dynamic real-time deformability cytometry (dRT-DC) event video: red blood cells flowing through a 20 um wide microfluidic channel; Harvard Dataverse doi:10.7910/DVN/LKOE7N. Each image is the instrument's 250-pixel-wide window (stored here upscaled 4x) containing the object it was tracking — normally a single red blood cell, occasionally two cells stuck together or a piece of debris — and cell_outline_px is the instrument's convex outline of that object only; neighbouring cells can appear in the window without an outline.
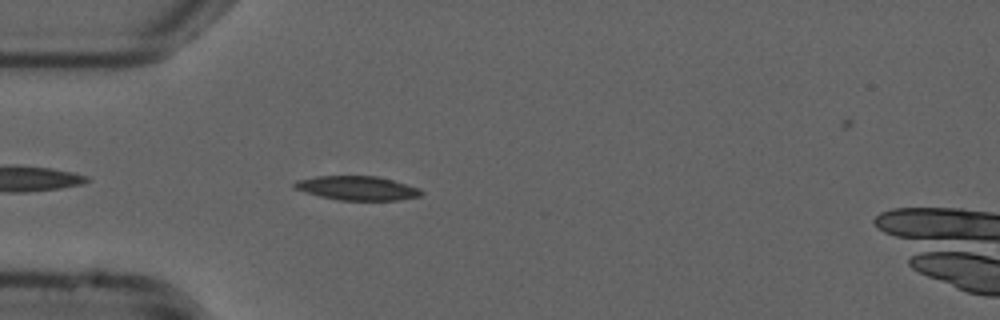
{"species": "common noctule bat (a hibernating species)", "species_latin": "Nyctalus noctula", "temperature_condition": "cold", "stored_images_in_passage": 43, "camera_frame_rate_fps": 3000, "um_per_image_px": 0.085, "animal": {"sex": "male", "forearm_length_mm": 52.5}, "frame": {"image": 1, "passage_image": 4, "time_ms": 1.0, "image_size_px": [1000, 320], "cell_outline_px": [[424, 192], [420, 196], [396, 200], [340, 200], [320, 196], [292, 188], [292, 184], [296, 180], [316, 176], [376, 176], [392, 180], [420, 188]], "centroid_in_image_um": [30.34, 15.98], "position_along_channel_um": 54.7, "area_um2": 17.74}}
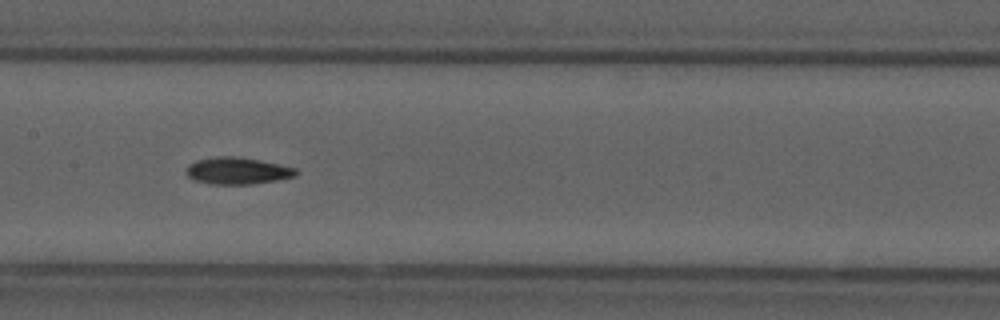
{"frame": {"image": 2, "passage_image": 15, "time_ms": 4.667, "image_size_px": [1000, 320], "cell_outline_px": [[300, 172], [296, 176], [276, 180], [252, 184], [208, 184], [192, 180], [184, 172], [188, 164], [196, 160], [216, 156], [236, 156], [260, 160], [280, 164], [296, 168]], "centroid_in_image_um": [20.15, 14.51], "position_along_channel_um": 187.2, "area_um2": 17.51}}
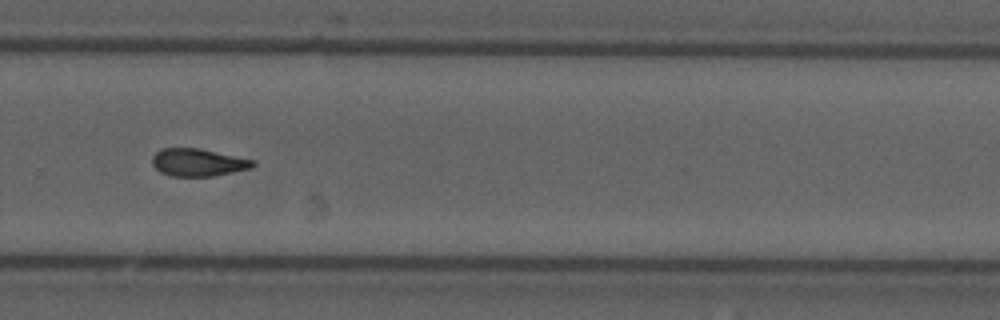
{"frame": {"image": 3, "passage_image": 25, "time_ms": 8.0, "image_size_px": [1000, 320], "cell_outline_px": [[256, 164], [252, 168], [212, 176], [172, 176], [160, 172], [152, 164], [152, 156], [160, 148], [200, 148], [256, 160]], "centroid_in_image_um": [16.85, 13.79], "position_along_channel_um": 313.0, "area_um2": 16.3}}